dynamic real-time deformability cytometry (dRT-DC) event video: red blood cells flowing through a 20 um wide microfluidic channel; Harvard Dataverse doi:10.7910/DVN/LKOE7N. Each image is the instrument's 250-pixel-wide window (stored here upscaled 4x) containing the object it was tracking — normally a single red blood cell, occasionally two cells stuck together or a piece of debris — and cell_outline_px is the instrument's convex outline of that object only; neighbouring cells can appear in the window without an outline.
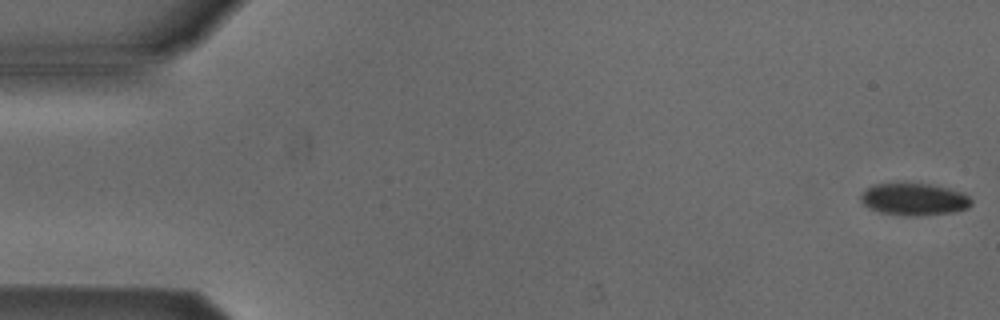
{"species": "Egyptian fruit bat (a non-hibernating species)", "species_latin": "Rousettus aegyptiacus", "temperature_condition": "cold", "stored_images_in_passage": 6, "camera_frame_rate_fps": 3000, "um_per_image_px": 0.085, "animal": {"sex": "male"}, "frame": {"image": 1, "passage_image": 1, "time_ms": 0.0, "image_size_px": [1000, 320], "cell_outline_px": [[972, 204], [968, 208], [952, 212], [920, 216], [904, 216], [880, 212], [868, 208], [860, 200], [860, 196], [872, 184], [900, 180], [928, 184], [948, 188], [964, 192], [972, 200]], "centroid_in_image_um": [77.67, 16.9], "position_along_channel_um": 7.3, "area_um2": 21.5}}